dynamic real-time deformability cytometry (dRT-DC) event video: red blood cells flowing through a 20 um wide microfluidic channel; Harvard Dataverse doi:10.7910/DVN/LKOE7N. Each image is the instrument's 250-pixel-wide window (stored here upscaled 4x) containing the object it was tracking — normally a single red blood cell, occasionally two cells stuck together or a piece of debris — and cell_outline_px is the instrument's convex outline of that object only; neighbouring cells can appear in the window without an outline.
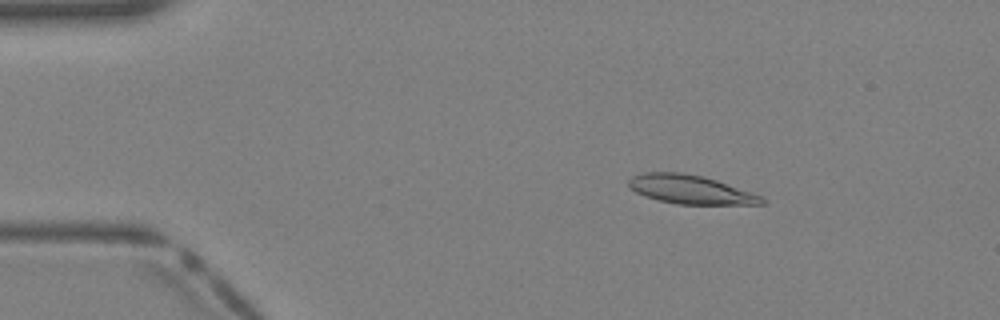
{"species": "Egyptian fruit bat (a non-hibernating species)", "species_latin": "Rousettus aegyptiacus", "temperature_condition": "warm", "stored_images_in_passage": 35, "camera_frame_rate_fps": 3000, "um_per_image_px": 0.085, "animal": {"sex": "female"}, "frame": {"image": 1, "passage_image": 2, "time_ms": 0.333, "image_size_px": [1000, 320], "cell_outline_px": [[764, 204], [676, 204], [644, 196], [628, 188], [628, 180], [632, 176], [644, 172], [680, 172], [704, 176], [752, 192], [760, 196], [764, 200]], "centroid_in_image_um": [58.64, 16.1], "position_along_channel_um": 26.4, "area_um2": 22.25}}
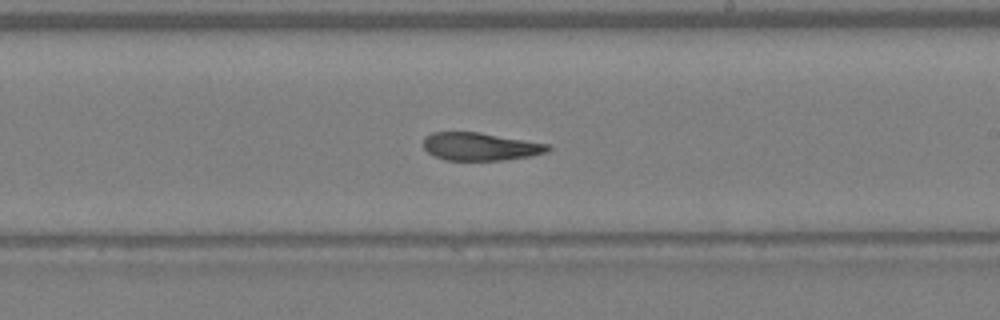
{"frame": {"image": 2, "passage_image": 19, "time_ms": 6.0, "image_size_px": [1000, 320], "cell_outline_px": [[552, 148], [548, 152], [532, 156], [504, 160], [444, 160], [428, 152], [424, 148], [424, 136], [432, 132], [480, 132], [548, 144]], "centroid_in_image_um": [40.84, 12.45], "position_along_channel_um": 248.2, "area_um2": 20.29}}
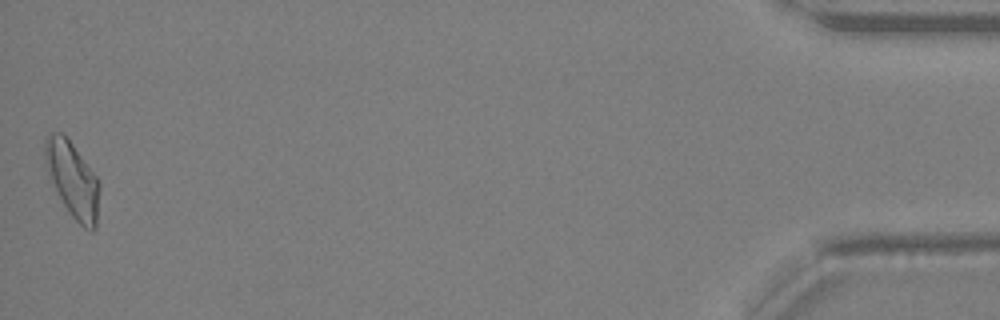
{"frame": {"image": 3, "passage_image": 35, "time_ms": 11.333, "image_size_px": [1000, 320], "cell_outline_px": [[100, 188], [96, 228], [92, 232], [84, 228], [68, 212], [44, 168], [44, 140], [48, 132], [64, 132], [96, 176], [100, 184]], "centroid_in_image_um": [6.14, 15.23], "position_along_channel_um": 429.1, "area_um2": 24.33}}